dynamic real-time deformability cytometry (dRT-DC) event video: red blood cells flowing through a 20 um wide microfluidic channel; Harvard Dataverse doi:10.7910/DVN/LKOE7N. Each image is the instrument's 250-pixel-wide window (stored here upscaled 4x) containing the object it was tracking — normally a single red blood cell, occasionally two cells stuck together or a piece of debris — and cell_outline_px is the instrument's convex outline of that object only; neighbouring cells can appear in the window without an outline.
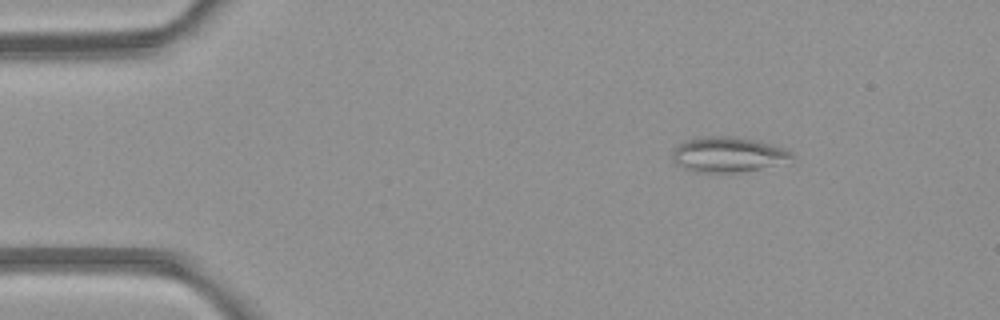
{"species": "common noctule bat (a hibernating species)", "species_latin": "Nyctalus noctula", "temperature_condition": "room temperature", "stored_images_in_passage": 3, "camera_frame_rate_fps": 3000, "um_per_image_px": 0.085, "animal": {"sex": "female", "body_mass_g": 21.9}, "frame": {"image": 1, "passage_image": 1, "time_ms": 0.0, "image_size_px": [1000, 320], "cell_outline_px": [[796, 156], [760, 168], [740, 172], [696, 172], [684, 168], [676, 164], [672, 160], [672, 152], [684, 140], [708, 136], [732, 136], [756, 140], [772, 144], [784, 148], [792, 152]], "centroid_in_image_um": [61.82, 13.12], "position_along_channel_um": 23.2, "area_um2": 24.1}}